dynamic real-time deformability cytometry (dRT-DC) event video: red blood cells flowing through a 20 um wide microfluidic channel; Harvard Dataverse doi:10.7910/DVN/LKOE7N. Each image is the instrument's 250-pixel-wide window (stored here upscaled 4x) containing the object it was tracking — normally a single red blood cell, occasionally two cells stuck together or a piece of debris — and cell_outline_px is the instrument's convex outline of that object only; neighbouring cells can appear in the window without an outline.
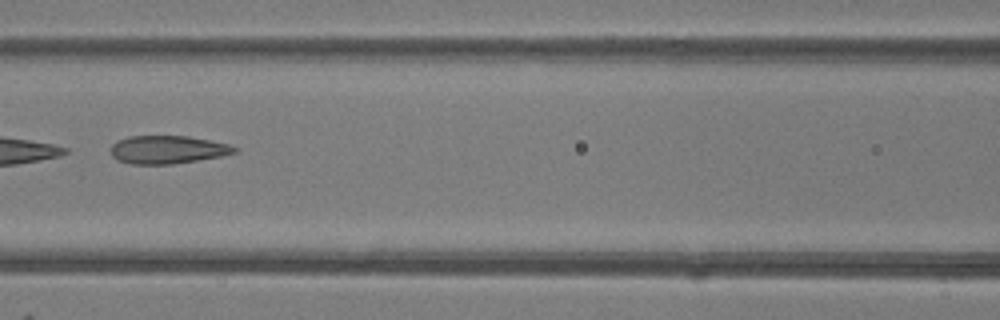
{"species": "common noctule bat (a hibernating species)", "species_latin": "Nyctalus noctula", "temperature_condition": "room temperature", "stored_images_in_passage": 6, "segment_of_instrument_passage": [1, 2], "camera_frame_rate_fps": 3000, "um_per_image_px": 0.085, "animal": {"sex": "female"}, "frame": {"image": 1, "passage_image": 5, "time_ms": 4.667, "image_size_px": [1000, 320], "cell_outline_px": [[236, 152], [220, 156], [172, 164], [132, 164], [116, 160], [112, 156], [112, 144], [116, 140], [128, 136], [188, 136], [228, 144], [236, 148]], "centroid_in_image_um": [14.18, 12.71], "position_along_channel_um": 152.4, "area_um2": 20.06}}